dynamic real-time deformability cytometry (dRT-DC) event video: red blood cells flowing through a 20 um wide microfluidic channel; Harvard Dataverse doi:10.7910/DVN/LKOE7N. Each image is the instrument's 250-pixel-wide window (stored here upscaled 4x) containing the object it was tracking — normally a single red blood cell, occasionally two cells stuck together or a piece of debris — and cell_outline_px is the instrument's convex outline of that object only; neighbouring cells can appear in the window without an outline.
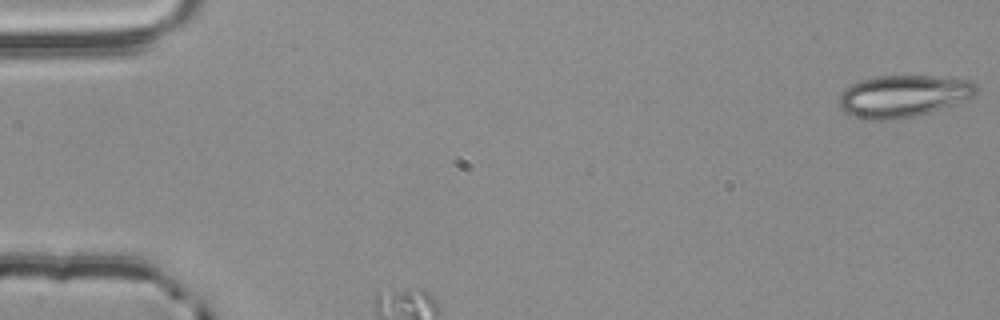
{"species": "common noctule bat (a hibernating species)", "species_latin": "Nyctalus noctula", "temperature_condition": "room temperature", "stored_images_in_passage": 5, "camera_frame_rate_fps": 3000, "um_per_image_px": 0.085, "animal": {"sex": "male", "body_mass_g": 20.4}, "frame": {"image": 1, "passage_image": 1, "time_ms": 0.0, "image_size_px": [1000, 320], "cell_outline_px": [[980, 88], [972, 96], [956, 104], [916, 116], [888, 120], [868, 120], [852, 116], [844, 112], [840, 108], [840, 92], [844, 88], [860, 80], [880, 76], [932, 76], [972, 80]], "centroid_in_image_um": [76.77, 8.17], "position_along_channel_um": 8.2, "area_um2": 33.76}}